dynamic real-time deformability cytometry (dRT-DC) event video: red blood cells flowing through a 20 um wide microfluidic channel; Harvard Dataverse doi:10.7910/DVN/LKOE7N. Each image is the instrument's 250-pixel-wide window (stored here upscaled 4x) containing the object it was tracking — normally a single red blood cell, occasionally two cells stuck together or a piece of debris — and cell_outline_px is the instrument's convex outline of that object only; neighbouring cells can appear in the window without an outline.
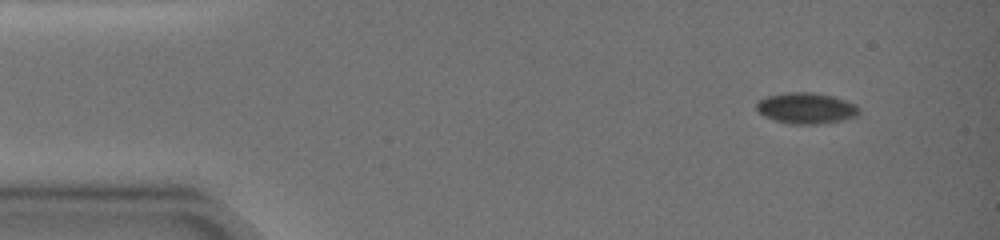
{"species": "common noctule bat (a hibernating species)", "species_latin": "Nyctalus noctula", "temperature_condition": "warm", "stored_images_in_passage": 8, "camera_frame_rate_fps": 3000, "um_per_image_px": 0.085, "animal": {"sex": "female", "body_mass_g": 19.0, "forearm_length_mm": 51.5}, "frame": {"image": 1, "passage_image": 1, "time_ms": 0.0, "image_size_px": [1000, 240], "cell_outline_px": [[860, 112], [856, 116], [844, 120], [820, 124], [792, 124], [776, 120], [764, 116], [756, 108], [756, 104], [760, 100], [768, 96], [784, 92], [812, 92], [832, 96], [856, 104], [860, 108]], "centroid_in_image_um": [68.56, 9.19], "position_along_channel_um": 16.4, "area_um2": 18.5}}